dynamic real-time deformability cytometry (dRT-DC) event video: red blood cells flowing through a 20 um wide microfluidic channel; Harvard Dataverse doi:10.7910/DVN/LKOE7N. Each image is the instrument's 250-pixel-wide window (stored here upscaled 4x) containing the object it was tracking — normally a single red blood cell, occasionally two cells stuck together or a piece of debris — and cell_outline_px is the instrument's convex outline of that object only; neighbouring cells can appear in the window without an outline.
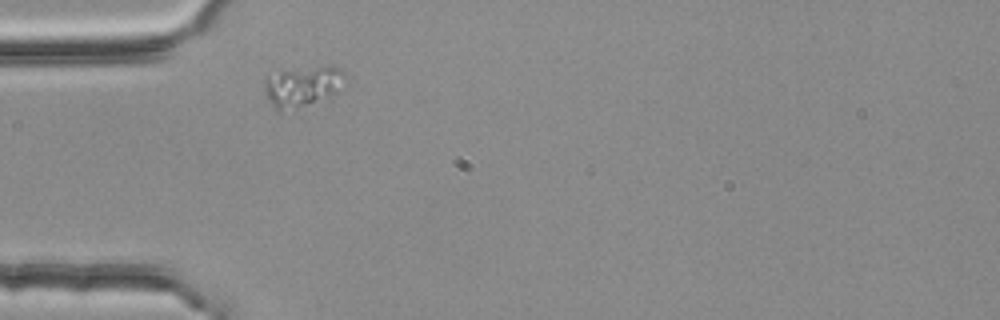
{"species": "common noctule bat (a hibernating species)", "species_latin": "Nyctalus noctula", "temperature_condition": "room temperature", "stored_images_in_passage": 1, "camera_frame_rate_fps": 3000, "um_per_image_px": 0.085, "animal": {"sex": "female", "body_mass_g": 25.1}, "frame": {"image": 1, "passage_image": 1, "time_ms": 0.0, "image_size_px": [1000, 320], "cell_outline_px": [[344, 76], [332, 92], [328, 96], [280, 112], [276, 112], [268, 100], [264, 92], [264, 80], [268, 76], [280, 72], [328, 64], [332, 64], [340, 68], [344, 72]], "centroid_in_image_um": [25.62, 7.3], "position_along_channel_um": 59.4, "area_um2": 18.26}}